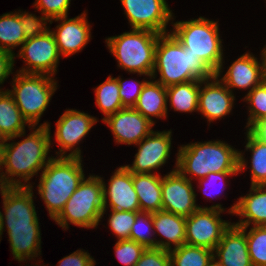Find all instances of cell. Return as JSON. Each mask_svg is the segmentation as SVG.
<instances>
[{"label":"cell","instance_id":"cell-37","mask_svg":"<svg viewBox=\"0 0 266 266\" xmlns=\"http://www.w3.org/2000/svg\"><path fill=\"white\" fill-rule=\"evenodd\" d=\"M115 253L118 260L125 266H135L146 247L131 239L117 240Z\"/></svg>","mask_w":266,"mask_h":266},{"label":"cell","instance_id":"cell-20","mask_svg":"<svg viewBox=\"0 0 266 266\" xmlns=\"http://www.w3.org/2000/svg\"><path fill=\"white\" fill-rule=\"evenodd\" d=\"M247 227L231 224L215 247L213 257L222 266H253L248 253Z\"/></svg>","mask_w":266,"mask_h":266},{"label":"cell","instance_id":"cell-28","mask_svg":"<svg viewBox=\"0 0 266 266\" xmlns=\"http://www.w3.org/2000/svg\"><path fill=\"white\" fill-rule=\"evenodd\" d=\"M202 84V80H193L166 87L167 100L172 109L191 113L198 111L199 89Z\"/></svg>","mask_w":266,"mask_h":266},{"label":"cell","instance_id":"cell-26","mask_svg":"<svg viewBox=\"0 0 266 266\" xmlns=\"http://www.w3.org/2000/svg\"><path fill=\"white\" fill-rule=\"evenodd\" d=\"M25 124L32 126L22 115L14 98L6 90L0 93V135L6 140H12L25 135Z\"/></svg>","mask_w":266,"mask_h":266},{"label":"cell","instance_id":"cell-33","mask_svg":"<svg viewBox=\"0 0 266 266\" xmlns=\"http://www.w3.org/2000/svg\"><path fill=\"white\" fill-rule=\"evenodd\" d=\"M244 100L250 105L248 109L250 115L246 125V129L249 130L257 122L266 120V80L248 91Z\"/></svg>","mask_w":266,"mask_h":266},{"label":"cell","instance_id":"cell-17","mask_svg":"<svg viewBox=\"0 0 266 266\" xmlns=\"http://www.w3.org/2000/svg\"><path fill=\"white\" fill-rule=\"evenodd\" d=\"M101 180L104 202V210L101 217H103L106 208H108L107 200H109L111 210L140 212V205L133 184V173L125 166H120L115 170L110 178L108 188L102 178Z\"/></svg>","mask_w":266,"mask_h":266},{"label":"cell","instance_id":"cell-16","mask_svg":"<svg viewBox=\"0 0 266 266\" xmlns=\"http://www.w3.org/2000/svg\"><path fill=\"white\" fill-rule=\"evenodd\" d=\"M114 135L116 143L138 144L153 130L154 124L133 107H125L103 120Z\"/></svg>","mask_w":266,"mask_h":266},{"label":"cell","instance_id":"cell-41","mask_svg":"<svg viewBox=\"0 0 266 266\" xmlns=\"http://www.w3.org/2000/svg\"><path fill=\"white\" fill-rule=\"evenodd\" d=\"M135 266H171L169 250L146 248Z\"/></svg>","mask_w":266,"mask_h":266},{"label":"cell","instance_id":"cell-25","mask_svg":"<svg viewBox=\"0 0 266 266\" xmlns=\"http://www.w3.org/2000/svg\"><path fill=\"white\" fill-rule=\"evenodd\" d=\"M133 184L140 211L154 213L162 210V188L159 174L133 173Z\"/></svg>","mask_w":266,"mask_h":266},{"label":"cell","instance_id":"cell-27","mask_svg":"<svg viewBox=\"0 0 266 266\" xmlns=\"http://www.w3.org/2000/svg\"><path fill=\"white\" fill-rule=\"evenodd\" d=\"M40 227L7 229L13 257L21 261H29L41 254ZM40 249V250H39ZM39 253V254H38Z\"/></svg>","mask_w":266,"mask_h":266},{"label":"cell","instance_id":"cell-18","mask_svg":"<svg viewBox=\"0 0 266 266\" xmlns=\"http://www.w3.org/2000/svg\"><path fill=\"white\" fill-rule=\"evenodd\" d=\"M68 16L58 17L52 20L61 21L56 26L54 34L58 52L64 57H68L82 50L91 38L90 25L87 21L86 13L67 19Z\"/></svg>","mask_w":266,"mask_h":266},{"label":"cell","instance_id":"cell-5","mask_svg":"<svg viewBox=\"0 0 266 266\" xmlns=\"http://www.w3.org/2000/svg\"><path fill=\"white\" fill-rule=\"evenodd\" d=\"M173 27L171 33L183 47L199 57L217 77H220L224 62L218 23L199 17L189 21L175 22Z\"/></svg>","mask_w":266,"mask_h":266},{"label":"cell","instance_id":"cell-39","mask_svg":"<svg viewBox=\"0 0 266 266\" xmlns=\"http://www.w3.org/2000/svg\"><path fill=\"white\" fill-rule=\"evenodd\" d=\"M71 0H36L35 8L51 20L68 15Z\"/></svg>","mask_w":266,"mask_h":266},{"label":"cell","instance_id":"cell-46","mask_svg":"<svg viewBox=\"0 0 266 266\" xmlns=\"http://www.w3.org/2000/svg\"><path fill=\"white\" fill-rule=\"evenodd\" d=\"M262 56H263V59H264V70H265V80H266V47L262 50L261 52Z\"/></svg>","mask_w":266,"mask_h":266},{"label":"cell","instance_id":"cell-24","mask_svg":"<svg viewBox=\"0 0 266 266\" xmlns=\"http://www.w3.org/2000/svg\"><path fill=\"white\" fill-rule=\"evenodd\" d=\"M167 103L166 87L158 81L152 80L146 81L133 108L155 124L151 117L166 118L168 111Z\"/></svg>","mask_w":266,"mask_h":266},{"label":"cell","instance_id":"cell-44","mask_svg":"<svg viewBox=\"0 0 266 266\" xmlns=\"http://www.w3.org/2000/svg\"><path fill=\"white\" fill-rule=\"evenodd\" d=\"M15 55L0 49V85L12 74ZM4 92L0 90V93Z\"/></svg>","mask_w":266,"mask_h":266},{"label":"cell","instance_id":"cell-30","mask_svg":"<svg viewBox=\"0 0 266 266\" xmlns=\"http://www.w3.org/2000/svg\"><path fill=\"white\" fill-rule=\"evenodd\" d=\"M171 266H207L213 259V250L183 244L169 250Z\"/></svg>","mask_w":266,"mask_h":266},{"label":"cell","instance_id":"cell-36","mask_svg":"<svg viewBox=\"0 0 266 266\" xmlns=\"http://www.w3.org/2000/svg\"><path fill=\"white\" fill-rule=\"evenodd\" d=\"M138 212L111 210L109 226L118 240L129 239L132 225Z\"/></svg>","mask_w":266,"mask_h":266},{"label":"cell","instance_id":"cell-6","mask_svg":"<svg viewBox=\"0 0 266 266\" xmlns=\"http://www.w3.org/2000/svg\"><path fill=\"white\" fill-rule=\"evenodd\" d=\"M158 33L145 29H132L106 39L110 52L118 60V66L130 73L152 77Z\"/></svg>","mask_w":266,"mask_h":266},{"label":"cell","instance_id":"cell-1","mask_svg":"<svg viewBox=\"0 0 266 266\" xmlns=\"http://www.w3.org/2000/svg\"><path fill=\"white\" fill-rule=\"evenodd\" d=\"M50 129V124L45 122L20 142L3 141L2 167L4 166L6 171L0 173V187L27 186L25 184L31 177L54 158L47 156L51 146ZM16 176L23 179L25 184L20 179H14Z\"/></svg>","mask_w":266,"mask_h":266},{"label":"cell","instance_id":"cell-47","mask_svg":"<svg viewBox=\"0 0 266 266\" xmlns=\"http://www.w3.org/2000/svg\"><path fill=\"white\" fill-rule=\"evenodd\" d=\"M207 266H222L218 261L215 260V258L213 257V259L208 263Z\"/></svg>","mask_w":266,"mask_h":266},{"label":"cell","instance_id":"cell-40","mask_svg":"<svg viewBox=\"0 0 266 266\" xmlns=\"http://www.w3.org/2000/svg\"><path fill=\"white\" fill-rule=\"evenodd\" d=\"M116 79L119 84V94L121 97L122 105L124 107H134L146 81L144 80L143 82H140L134 80V82L130 84L127 83L128 81L126 82V80L123 81L120 76ZM127 84H129V86Z\"/></svg>","mask_w":266,"mask_h":266},{"label":"cell","instance_id":"cell-21","mask_svg":"<svg viewBox=\"0 0 266 266\" xmlns=\"http://www.w3.org/2000/svg\"><path fill=\"white\" fill-rule=\"evenodd\" d=\"M258 62L252 54L245 53L236 59L220 81L232 92L233 88L248 89L260 85L265 80L264 59ZM231 88V89H230Z\"/></svg>","mask_w":266,"mask_h":266},{"label":"cell","instance_id":"cell-23","mask_svg":"<svg viewBox=\"0 0 266 266\" xmlns=\"http://www.w3.org/2000/svg\"><path fill=\"white\" fill-rule=\"evenodd\" d=\"M152 214L153 229L162 236L165 241H157V248L171 250L185 244V217L166 211H157Z\"/></svg>","mask_w":266,"mask_h":266},{"label":"cell","instance_id":"cell-7","mask_svg":"<svg viewBox=\"0 0 266 266\" xmlns=\"http://www.w3.org/2000/svg\"><path fill=\"white\" fill-rule=\"evenodd\" d=\"M103 210L101 177L90 175L82 180L54 221L63 229L69 228V222L79 227L94 228L101 221Z\"/></svg>","mask_w":266,"mask_h":266},{"label":"cell","instance_id":"cell-31","mask_svg":"<svg viewBox=\"0 0 266 266\" xmlns=\"http://www.w3.org/2000/svg\"><path fill=\"white\" fill-rule=\"evenodd\" d=\"M95 97L96 105L105 115L102 121L120 109L125 108L121 102L119 84L115 77L109 76L106 81L96 87Z\"/></svg>","mask_w":266,"mask_h":266},{"label":"cell","instance_id":"cell-42","mask_svg":"<svg viewBox=\"0 0 266 266\" xmlns=\"http://www.w3.org/2000/svg\"><path fill=\"white\" fill-rule=\"evenodd\" d=\"M238 173H240V172H218V173H214V172H211V173H209L206 177H204V178H201V179H198L199 180V184L202 186L203 184H204V188H205V190H207L206 188L208 187V188H211V186H214V185H216V183H221L220 185L221 186H219V188L220 189H216V191H212V193L210 194V193H208V191L206 192H204V194L205 195H207L206 197H213L212 195H214V194H216V195H221L220 193H222V191L224 190V186H225V184L224 183H226V178L227 177H230V176H234V175H237ZM208 181V182H207ZM224 181V182H223ZM206 184H208V185H206ZM207 187H206V186ZM221 190V191H220ZM204 191V190H203ZM215 192V193H214ZM207 193V194H206Z\"/></svg>","mask_w":266,"mask_h":266},{"label":"cell","instance_id":"cell-34","mask_svg":"<svg viewBox=\"0 0 266 266\" xmlns=\"http://www.w3.org/2000/svg\"><path fill=\"white\" fill-rule=\"evenodd\" d=\"M153 232L152 214L149 212H138L132 225L129 239L144 245L146 248H157V239L151 238Z\"/></svg>","mask_w":266,"mask_h":266},{"label":"cell","instance_id":"cell-48","mask_svg":"<svg viewBox=\"0 0 266 266\" xmlns=\"http://www.w3.org/2000/svg\"><path fill=\"white\" fill-rule=\"evenodd\" d=\"M2 145H3V142H0V171H2L1 169V166H2Z\"/></svg>","mask_w":266,"mask_h":266},{"label":"cell","instance_id":"cell-13","mask_svg":"<svg viewBox=\"0 0 266 266\" xmlns=\"http://www.w3.org/2000/svg\"><path fill=\"white\" fill-rule=\"evenodd\" d=\"M132 29L151 30L165 34L173 18L165 0H121Z\"/></svg>","mask_w":266,"mask_h":266},{"label":"cell","instance_id":"cell-2","mask_svg":"<svg viewBox=\"0 0 266 266\" xmlns=\"http://www.w3.org/2000/svg\"><path fill=\"white\" fill-rule=\"evenodd\" d=\"M246 165L241 151L219 140L182 145L175 168L184 176L189 174L201 179L211 172H242Z\"/></svg>","mask_w":266,"mask_h":266},{"label":"cell","instance_id":"cell-19","mask_svg":"<svg viewBox=\"0 0 266 266\" xmlns=\"http://www.w3.org/2000/svg\"><path fill=\"white\" fill-rule=\"evenodd\" d=\"M203 84L204 87L199 89L198 111L209 122L230 114L235 100L233 92L220 82L216 75L203 80Z\"/></svg>","mask_w":266,"mask_h":266},{"label":"cell","instance_id":"cell-38","mask_svg":"<svg viewBox=\"0 0 266 266\" xmlns=\"http://www.w3.org/2000/svg\"><path fill=\"white\" fill-rule=\"evenodd\" d=\"M19 11L21 27L26 39L33 38L41 34H46L50 31V29L46 26L47 21L52 24L53 20H51L49 17L43 15L39 18L33 14L26 12L21 13V10Z\"/></svg>","mask_w":266,"mask_h":266},{"label":"cell","instance_id":"cell-15","mask_svg":"<svg viewBox=\"0 0 266 266\" xmlns=\"http://www.w3.org/2000/svg\"><path fill=\"white\" fill-rule=\"evenodd\" d=\"M171 130L170 131H152L148 136L142 139L138 152L132 164L125 165L131 173H149L160 168L166 163L170 156L171 149ZM152 171V172H151Z\"/></svg>","mask_w":266,"mask_h":266},{"label":"cell","instance_id":"cell-14","mask_svg":"<svg viewBox=\"0 0 266 266\" xmlns=\"http://www.w3.org/2000/svg\"><path fill=\"white\" fill-rule=\"evenodd\" d=\"M96 122V118L87 113L73 109L66 110L56 122L55 139L60 146V153L56 152L57 155L59 157H81L79 147L73 149L89 133ZM66 151H71V153L67 154Z\"/></svg>","mask_w":266,"mask_h":266},{"label":"cell","instance_id":"cell-49","mask_svg":"<svg viewBox=\"0 0 266 266\" xmlns=\"http://www.w3.org/2000/svg\"><path fill=\"white\" fill-rule=\"evenodd\" d=\"M5 139L0 135V142H3Z\"/></svg>","mask_w":266,"mask_h":266},{"label":"cell","instance_id":"cell-9","mask_svg":"<svg viewBox=\"0 0 266 266\" xmlns=\"http://www.w3.org/2000/svg\"><path fill=\"white\" fill-rule=\"evenodd\" d=\"M221 204L203 207L185 218V244L215 249L231 222L222 220Z\"/></svg>","mask_w":266,"mask_h":266},{"label":"cell","instance_id":"cell-35","mask_svg":"<svg viewBox=\"0 0 266 266\" xmlns=\"http://www.w3.org/2000/svg\"><path fill=\"white\" fill-rule=\"evenodd\" d=\"M246 238L252 265L266 266V226L251 227Z\"/></svg>","mask_w":266,"mask_h":266},{"label":"cell","instance_id":"cell-45","mask_svg":"<svg viewBox=\"0 0 266 266\" xmlns=\"http://www.w3.org/2000/svg\"><path fill=\"white\" fill-rule=\"evenodd\" d=\"M258 139L266 143V120H261L249 129Z\"/></svg>","mask_w":266,"mask_h":266},{"label":"cell","instance_id":"cell-22","mask_svg":"<svg viewBox=\"0 0 266 266\" xmlns=\"http://www.w3.org/2000/svg\"><path fill=\"white\" fill-rule=\"evenodd\" d=\"M229 213L242 218L233 223L235 226L248 228L251 223L253 226H266V185H251L249 194L241 196Z\"/></svg>","mask_w":266,"mask_h":266},{"label":"cell","instance_id":"cell-32","mask_svg":"<svg viewBox=\"0 0 266 266\" xmlns=\"http://www.w3.org/2000/svg\"><path fill=\"white\" fill-rule=\"evenodd\" d=\"M246 150L251 154V185H266V143L247 130Z\"/></svg>","mask_w":266,"mask_h":266},{"label":"cell","instance_id":"cell-3","mask_svg":"<svg viewBox=\"0 0 266 266\" xmlns=\"http://www.w3.org/2000/svg\"><path fill=\"white\" fill-rule=\"evenodd\" d=\"M160 73L158 81L164 87L190 82L207 80L215 73L199 58L185 49L172 33L160 34L155 50V65L152 78Z\"/></svg>","mask_w":266,"mask_h":266},{"label":"cell","instance_id":"cell-11","mask_svg":"<svg viewBox=\"0 0 266 266\" xmlns=\"http://www.w3.org/2000/svg\"><path fill=\"white\" fill-rule=\"evenodd\" d=\"M18 54V57L27 63L26 68L23 67L18 72L49 76L56 74L60 54L52 30L46 34L28 38L22 44Z\"/></svg>","mask_w":266,"mask_h":266},{"label":"cell","instance_id":"cell-10","mask_svg":"<svg viewBox=\"0 0 266 266\" xmlns=\"http://www.w3.org/2000/svg\"><path fill=\"white\" fill-rule=\"evenodd\" d=\"M31 184L27 186H1L4 215L0 213V238L6 222L7 229L39 227ZM5 219V221H4Z\"/></svg>","mask_w":266,"mask_h":266},{"label":"cell","instance_id":"cell-29","mask_svg":"<svg viewBox=\"0 0 266 266\" xmlns=\"http://www.w3.org/2000/svg\"><path fill=\"white\" fill-rule=\"evenodd\" d=\"M21 27L19 12L6 13L0 16V49L15 53L12 49L26 41Z\"/></svg>","mask_w":266,"mask_h":266},{"label":"cell","instance_id":"cell-12","mask_svg":"<svg viewBox=\"0 0 266 266\" xmlns=\"http://www.w3.org/2000/svg\"><path fill=\"white\" fill-rule=\"evenodd\" d=\"M192 177L182 175L176 168L161 177L162 210L188 217L201 206L196 205Z\"/></svg>","mask_w":266,"mask_h":266},{"label":"cell","instance_id":"cell-8","mask_svg":"<svg viewBox=\"0 0 266 266\" xmlns=\"http://www.w3.org/2000/svg\"><path fill=\"white\" fill-rule=\"evenodd\" d=\"M13 82V89L7 91L24 118L35 129L57 89V82L49 75L21 72L15 75Z\"/></svg>","mask_w":266,"mask_h":266},{"label":"cell","instance_id":"cell-43","mask_svg":"<svg viewBox=\"0 0 266 266\" xmlns=\"http://www.w3.org/2000/svg\"><path fill=\"white\" fill-rule=\"evenodd\" d=\"M95 260L89 253L82 250H76L69 256L63 257L58 266H95Z\"/></svg>","mask_w":266,"mask_h":266},{"label":"cell","instance_id":"cell-4","mask_svg":"<svg viewBox=\"0 0 266 266\" xmlns=\"http://www.w3.org/2000/svg\"><path fill=\"white\" fill-rule=\"evenodd\" d=\"M82 157H55L43 169L38 193L51 219L63 210L66 202L85 177Z\"/></svg>","mask_w":266,"mask_h":266}]
</instances>
